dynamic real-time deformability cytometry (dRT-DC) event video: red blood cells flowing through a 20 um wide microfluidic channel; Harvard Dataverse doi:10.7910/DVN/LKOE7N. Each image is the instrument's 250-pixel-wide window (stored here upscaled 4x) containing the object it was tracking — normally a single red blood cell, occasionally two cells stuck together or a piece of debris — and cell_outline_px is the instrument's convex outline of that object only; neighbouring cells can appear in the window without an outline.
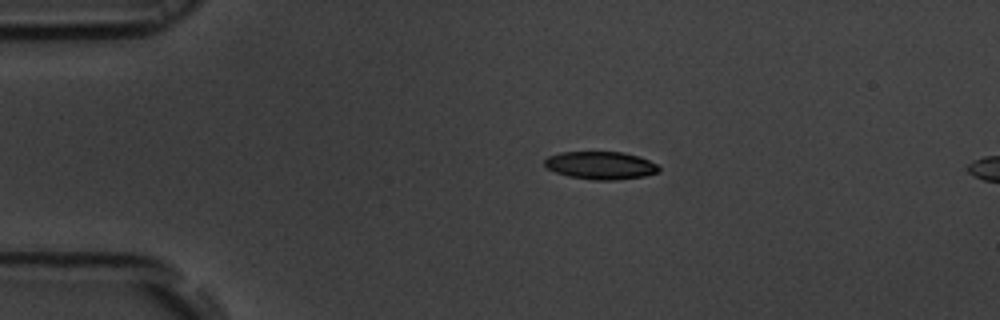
{"species": "common noctule bat (a hibernating species)", "species_latin": "Nyctalus noctula", "temperature_condition": "room temperature", "stored_images_in_passage": 5, "camera_frame_rate_fps": 3000, "um_per_image_px": 0.085, "animal": {"sex": "male", "body_mass_g": 19.5, "forearm_length_mm": 54.6}, "frame": {"image": 1, "passage_image": 1, "time_ms": 0.0, "image_size_px": [1000, 320], "cell_outline_px": [[660, 172], [644, 176], [616, 180], [592, 180], [568, 176], [556, 172], [548, 168], [544, 164], [544, 160], [548, 156], [560, 152], [624, 152], [640, 156], [656, 164], [660, 168]], "centroid_in_image_um": [51.07, 14.06], "position_along_channel_um": 33.9, "area_um2": 18.61}}